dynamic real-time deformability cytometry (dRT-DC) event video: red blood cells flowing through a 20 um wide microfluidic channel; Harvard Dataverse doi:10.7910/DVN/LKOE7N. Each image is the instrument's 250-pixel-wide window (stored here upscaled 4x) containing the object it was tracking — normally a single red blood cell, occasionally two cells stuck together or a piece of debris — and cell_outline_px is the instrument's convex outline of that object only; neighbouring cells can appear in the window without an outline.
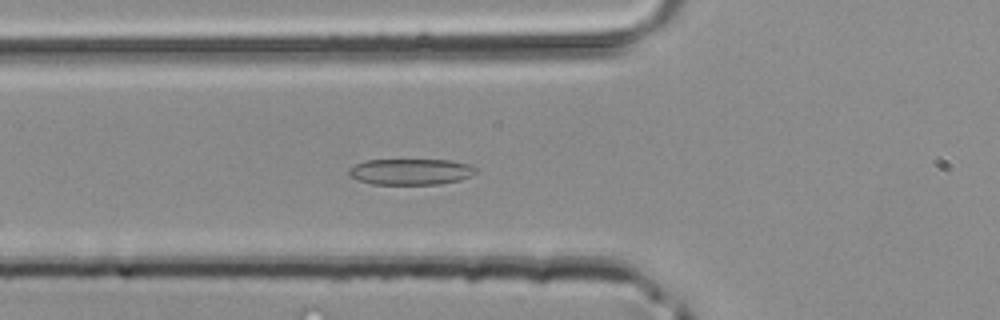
{"species": "common noctule bat (a hibernating species)", "species_latin": "Nyctalus noctula", "temperature_condition": "room temperature", "stored_images_in_passage": 31, "camera_frame_rate_fps": 3000, "um_per_image_px": 0.085, "animal": {"sex": "male", "body_mass_g": 20.4}, "frame": {"image": 1, "passage_image": 2, "time_ms": 0.333, "image_size_px": [1000, 320], "cell_outline_px": [[476, 172], [472, 176], [460, 180], [440, 184], [372, 184], [348, 176], [348, 168], [364, 160], [452, 160], [472, 164], [476, 168]], "centroid_in_image_um": [34.94, 14.59], "position_along_channel_um": 90.9, "area_um2": 19.48}}
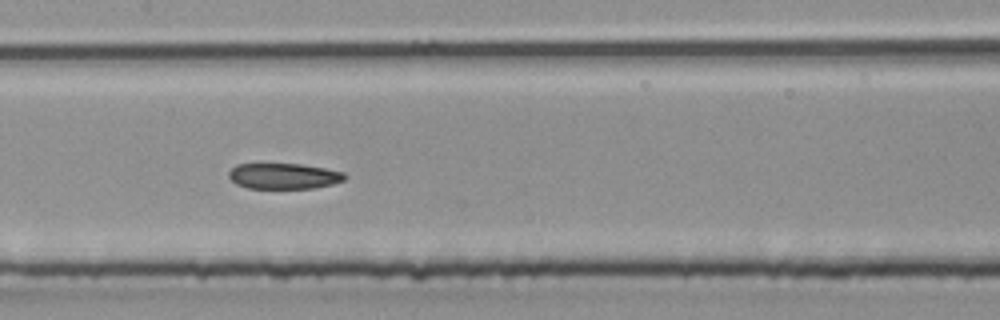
{"frame": {"image": 2, "passage_image": 8, "time_ms": 2.333, "image_size_px": [1000, 320], "cell_outline_px": [[348, 176], [344, 180], [332, 184], [312, 188], [248, 188], [236, 184], [228, 176], [228, 172], [236, 164], [300, 164], [324, 168], [344, 172]], "centroid_in_image_um": [24.12, 14.96], "position_along_channel_um": 183.3, "area_um2": 17.34}}
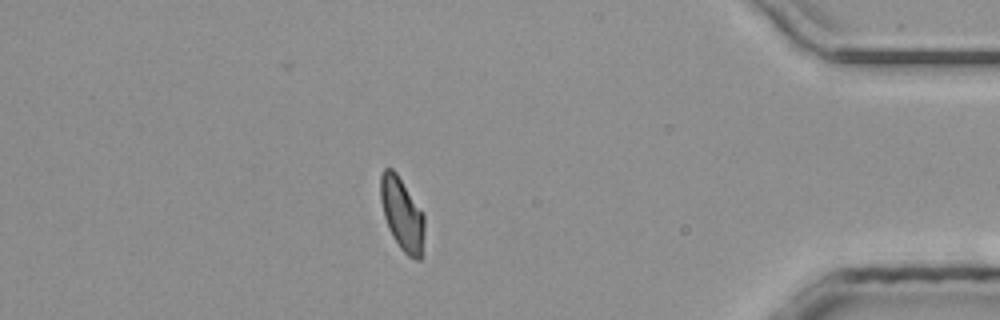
{"frame": {"image": 3, "passage_image": 25, "time_ms": 8.0, "image_size_px": [1000, 320], "cell_outline_px": [[424, 232], [420, 260], [416, 260], [408, 256], [400, 248], [392, 236], [388, 228], [384, 216], [380, 200], [380, 176], [384, 168], [392, 168], [396, 172], [424, 212]], "centroid_in_image_um": [34.17, 18.18], "position_along_channel_um": 401.0, "area_um2": 18.79}}